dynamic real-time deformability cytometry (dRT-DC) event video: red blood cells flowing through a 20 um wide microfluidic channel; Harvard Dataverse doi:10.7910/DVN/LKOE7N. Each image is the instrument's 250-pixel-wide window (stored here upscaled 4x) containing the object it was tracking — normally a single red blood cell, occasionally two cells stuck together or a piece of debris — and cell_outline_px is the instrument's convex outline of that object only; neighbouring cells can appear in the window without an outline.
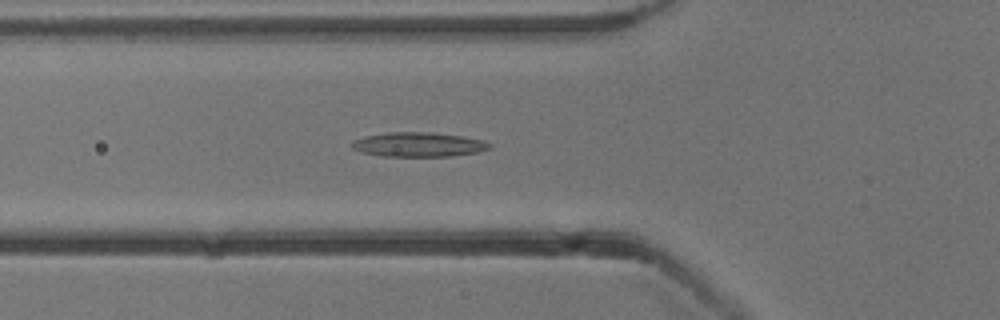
{"species": "common noctule bat (a hibernating species)", "species_latin": "Nyctalus noctula", "temperature_condition": "cold", "stored_images_in_passage": 47, "camera_frame_rate_fps": 3000, "um_per_image_px": 0.085, "animal": {"sex": "male", "body_mass_g": 13.3}, "frame": {"image": 1, "passage_image": 13, "time_ms": 4.0, "image_size_px": [1000, 320], "cell_outline_px": [[492, 148], [480, 152], [452, 156], [380, 156], [360, 152], [352, 148], [352, 140], [364, 136], [388, 132], [428, 132], [460, 136], [484, 140], [492, 144]], "centroid_in_image_um": [35.58, 12.29], "position_along_channel_um": 90.2, "area_um2": 19.77}}
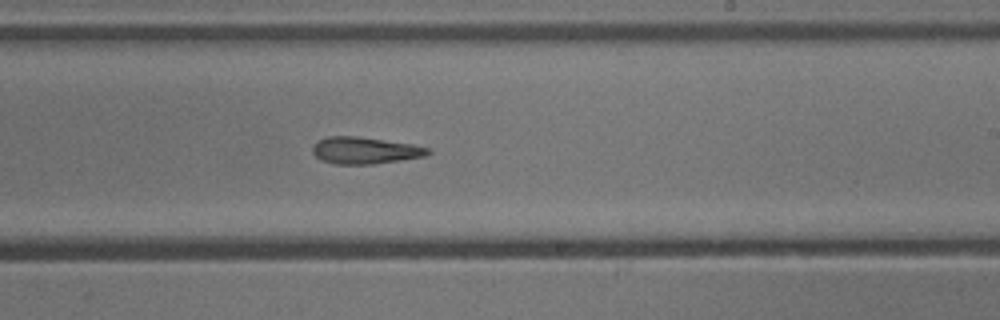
{"frame": {"image": 2, "passage_image": 26, "time_ms": 8.333, "image_size_px": [1000, 320], "cell_outline_px": [[432, 152], [424, 156], [400, 160], [372, 164], [336, 164], [320, 160], [312, 152], [312, 148], [316, 140], [328, 136], [356, 136], [412, 144], [428, 148]], "centroid_in_image_um": [30.97, 12.78], "position_along_channel_um": 258.0, "area_um2": 17.98}}
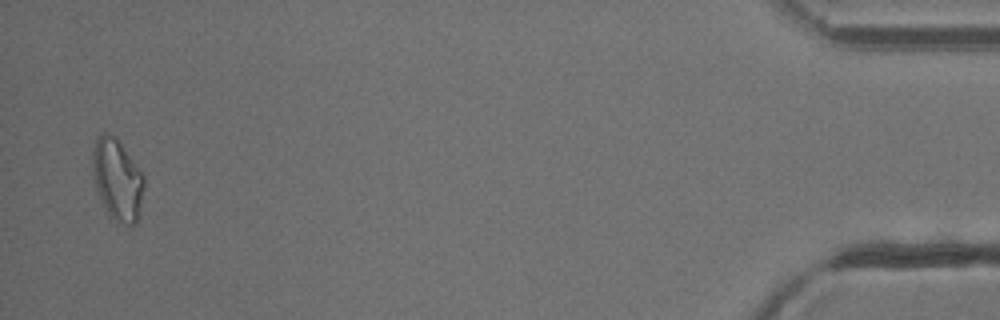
{"frame": {"image": 3, "passage_image": 46, "time_ms": 15.0, "image_size_px": [1000, 320], "cell_outline_px": [[144, 184], [136, 224], [124, 224], [108, 216], [96, 188], [92, 172], [92, 152], [96, 136], [104, 132], [116, 136], [144, 176]], "centroid_in_image_um": [9.94, 15.22], "position_along_channel_um": 425.3, "area_um2": 24.28}}